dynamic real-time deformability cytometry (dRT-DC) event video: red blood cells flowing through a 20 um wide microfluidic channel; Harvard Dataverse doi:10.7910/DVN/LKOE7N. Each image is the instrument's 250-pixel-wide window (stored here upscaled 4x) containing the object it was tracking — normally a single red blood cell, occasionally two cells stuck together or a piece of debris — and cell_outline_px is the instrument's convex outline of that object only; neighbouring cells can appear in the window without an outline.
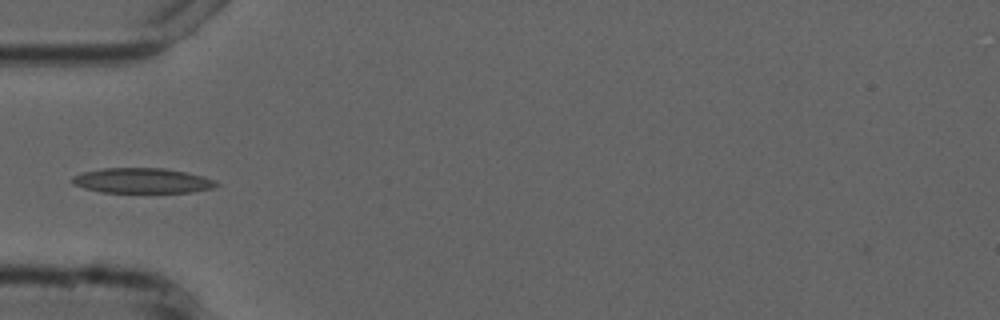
{"species": "common noctule bat (a hibernating species)", "species_latin": "Nyctalus noctula", "temperature_condition": "cold", "stored_images_in_passage": 3, "camera_frame_rate_fps": 3000, "um_per_image_px": 0.085, "animal": {"sex": "male", "forearm_length_mm": 52.5}, "frame": {"image": 1, "passage_image": 2, "time_ms": 1.333, "image_size_px": [1000, 320], "cell_outline_px": [[220, 184], [212, 188], [192, 192], [100, 192], [84, 188], [72, 184], [68, 180], [72, 176], [84, 172], [100, 168], [164, 168], [204, 176], [216, 180]], "centroid_in_image_um": [12.05, 15.35], "position_along_channel_um": 72.9, "area_um2": 21.21}}
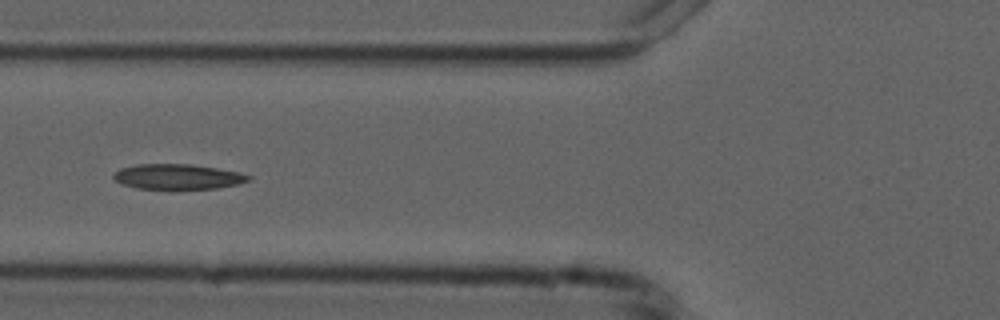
{"frame": {"image": 2, "passage_image": 3, "time_ms": 2.333, "image_size_px": [1000, 320], "cell_outline_px": [[252, 180], [240, 184], [216, 188], [172, 192], [140, 188], [120, 184], [112, 180], [112, 176], [120, 168], [136, 164], [192, 164], [240, 172], [252, 176]], "centroid_in_image_um": [15.11, 15.06], "position_along_channel_um": 110.7, "area_um2": 20.92}}